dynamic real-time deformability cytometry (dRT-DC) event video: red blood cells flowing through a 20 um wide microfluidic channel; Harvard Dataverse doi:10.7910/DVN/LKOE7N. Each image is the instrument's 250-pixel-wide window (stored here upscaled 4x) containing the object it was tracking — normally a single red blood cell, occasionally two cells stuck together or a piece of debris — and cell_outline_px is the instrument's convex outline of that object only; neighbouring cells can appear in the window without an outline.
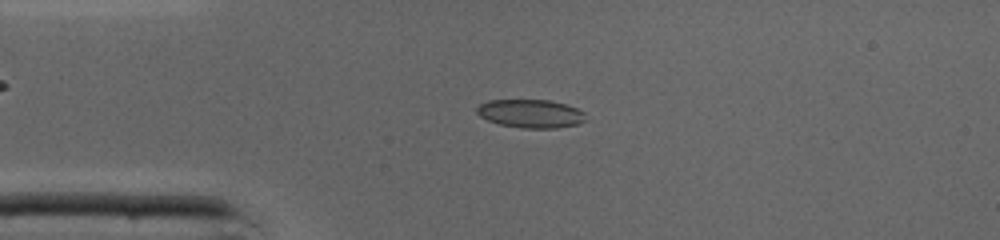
{"species": "common noctule bat (a hibernating species)", "species_latin": "Nyctalus noctula", "temperature_condition": "cold", "stored_images_in_passage": 37, "camera_frame_rate_fps": 3000, "um_per_image_px": 0.085, "animal": {"sex": "male", "body_mass_g": 19.0, "forearm_length_mm": 50.8}, "frame": {"image": 1, "passage_image": 7, "time_ms": 2.0, "image_size_px": [1000, 240], "cell_outline_px": [[588, 120], [576, 124], [556, 128], [520, 128], [500, 124], [488, 120], [480, 116], [476, 112], [476, 108], [480, 104], [488, 100], [548, 100], [564, 104], [576, 108], [584, 112]], "centroid_in_image_um": [45.11, 9.66], "position_along_channel_um": 39.9, "area_um2": 17.98}}
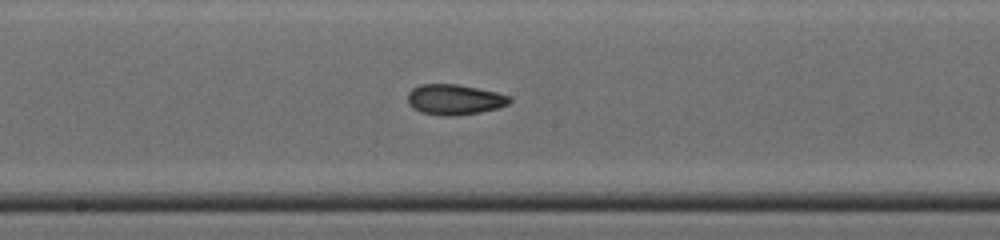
{"frame": {"image": 2, "passage_image": 20, "time_ms": 6.333, "image_size_px": [1000, 240], "cell_outline_px": [[512, 100], [508, 104], [500, 108], [480, 112], [456, 116], [448, 116], [420, 112], [412, 108], [408, 104], [408, 92], [412, 88], [420, 84], [456, 84], [496, 92], [512, 96]], "centroid_in_image_um": [38.64, 8.46], "position_along_channel_um": 209.6, "area_um2": 18.21}}
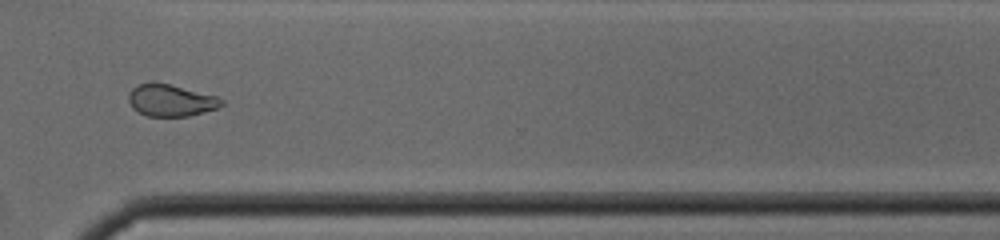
{"frame": {"image": 3, "passage_image": 30, "time_ms": 9.667, "image_size_px": [1000, 240], "cell_outline_px": [[224, 104], [216, 108], [204, 112], [188, 116], [148, 116], [132, 108], [128, 100], [128, 96], [132, 88], [140, 84], [152, 80], [216, 96], [224, 100]], "centroid_in_image_um": [14.49, 8.52], "position_along_channel_um": 356.1, "area_um2": 17.22}, "authors_computed_cell_mechanics": {"area_um2": 17.9758, "velocity_mm_per_s": 4.3769, "shape_relaxation_time_tau1_ms": null, "shape_relaxation_time_tau2_ms": 2.1635, "deformation_change_tau1": null, "deformation_change_tau2": 0.063}}